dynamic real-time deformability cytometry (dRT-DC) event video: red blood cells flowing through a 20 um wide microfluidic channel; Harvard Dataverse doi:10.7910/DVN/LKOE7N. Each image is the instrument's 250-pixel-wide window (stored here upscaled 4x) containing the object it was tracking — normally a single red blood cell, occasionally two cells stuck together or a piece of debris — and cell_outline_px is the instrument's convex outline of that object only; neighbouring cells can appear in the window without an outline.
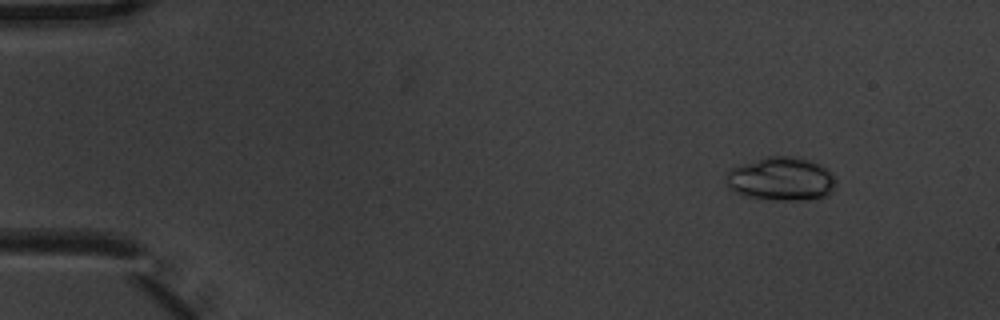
{"species": "common noctule bat (a hibernating species)", "species_latin": "Nyctalus noctula", "temperature_condition": "warm", "stored_images_in_passage": 5, "camera_frame_rate_fps": 3000, "um_per_image_px": 0.085, "animal": {"sex": "male", "body_mass_g": 20.1, "forearm_length_mm": 53.5}, "frame": {"image": 1, "passage_image": 2, "time_ms": 0.333, "image_size_px": [1000, 320], "cell_outline_px": [[836, 184], [832, 192], [828, 196], [808, 200], [780, 200], [752, 196], [736, 192], [728, 188], [724, 184], [728, 172], [732, 168], [768, 156], [792, 156], [808, 160], [820, 164], [828, 168], [836, 180]], "centroid_in_image_um": [66.46, 15.21], "position_along_channel_um": 18.5, "area_um2": 27.74}}
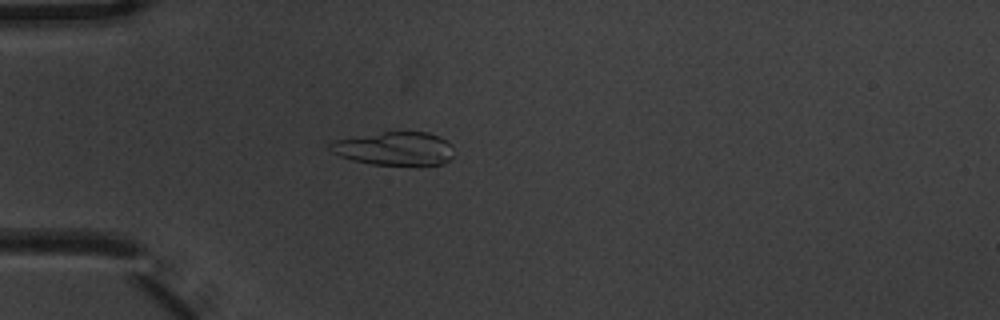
{"frame": {"image": 2, "passage_image": 5, "time_ms": 1.333, "image_size_px": [1000, 320], "cell_outline_px": [[452, 156], [444, 164], [372, 164], [352, 160], [340, 156], [332, 152], [328, 148], [328, 144], [336, 140], [384, 132], [428, 132], [440, 136], [452, 144]], "centroid_in_image_um": [33.55, 12.62], "position_along_channel_um": 51.4, "area_um2": 23.81}}